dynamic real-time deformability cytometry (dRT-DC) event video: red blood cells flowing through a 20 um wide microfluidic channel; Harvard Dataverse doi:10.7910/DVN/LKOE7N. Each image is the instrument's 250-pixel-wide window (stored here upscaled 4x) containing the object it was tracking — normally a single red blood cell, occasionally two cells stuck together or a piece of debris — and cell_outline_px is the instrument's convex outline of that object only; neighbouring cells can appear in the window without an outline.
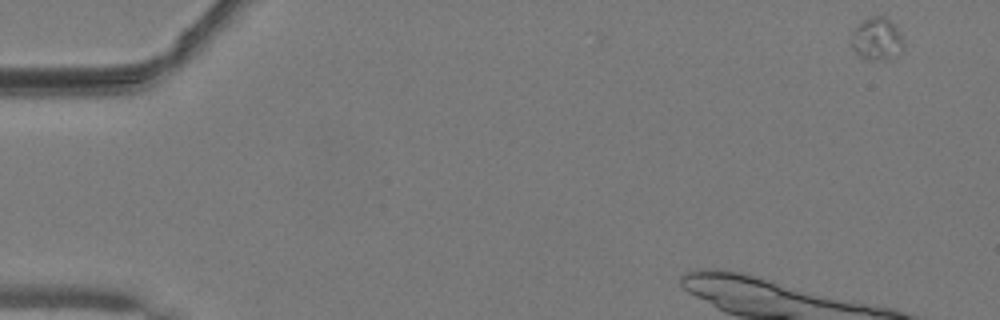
{"species": "common noctule bat (a hibernating species)", "species_latin": "Nyctalus noctula", "temperature_condition": "warm", "stored_images_in_passage": 11, "camera_frame_rate_fps": 3000, "um_per_image_px": 0.085, "animal": {"sex": "male", "body_mass_g": 19.2, "forearm_length_mm": 51.8}, "frame": {"image": 1, "passage_image": 1, "time_ms": 0.0, "image_size_px": [1000, 320], "cell_outline_px": [[904, 48], [900, 52], [880, 60], [864, 60], [852, 48], [852, 32], [856, 24], [860, 20], [868, 16], [884, 16], [892, 20], [896, 24], [900, 32], [904, 44]], "centroid_in_image_um": [74.52, 3.25], "position_along_channel_um": 10.5, "area_um2": 13.24}}